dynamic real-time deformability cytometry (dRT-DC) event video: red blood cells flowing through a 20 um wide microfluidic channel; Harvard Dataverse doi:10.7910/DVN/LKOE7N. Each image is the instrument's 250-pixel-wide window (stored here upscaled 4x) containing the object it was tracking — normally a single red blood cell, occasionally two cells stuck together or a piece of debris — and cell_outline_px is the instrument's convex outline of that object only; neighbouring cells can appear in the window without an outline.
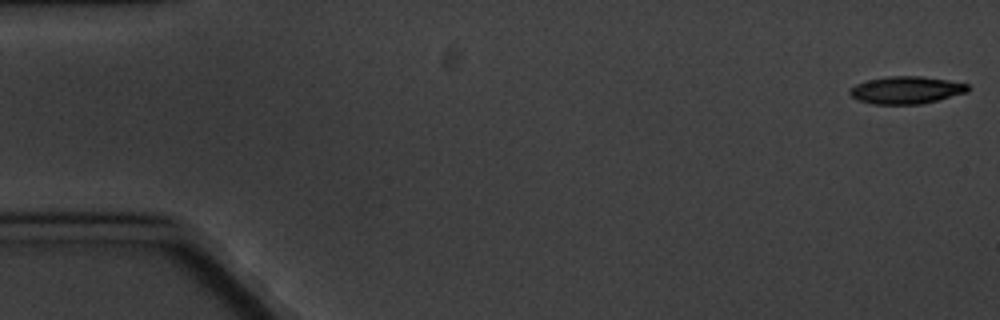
{"species": "common noctule bat (a hibernating species)", "species_latin": "Nyctalus noctula", "temperature_condition": "cold", "stored_images_in_passage": 5, "camera_frame_rate_fps": 3000, "um_per_image_px": 0.085, "animal": {"sex": "male", "body_mass_g": 20.1, "forearm_length_mm": 53.5}, "frame": {"image": 1, "passage_image": 1, "time_ms": 0.0, "image_size_px": [1000, 320], "cell_outline_px": [[972, 88], [968, 92], [920, 104], [872, 104], [856, 100], [848, 92], [856, 84], [868, 80], [888, 76], [924, 76], [948, 80], [968, 84]], "centroid_in_image_um": [77.05, 7.65], "position_along_channel_um": 8.0, "area_um2": 18.9}}
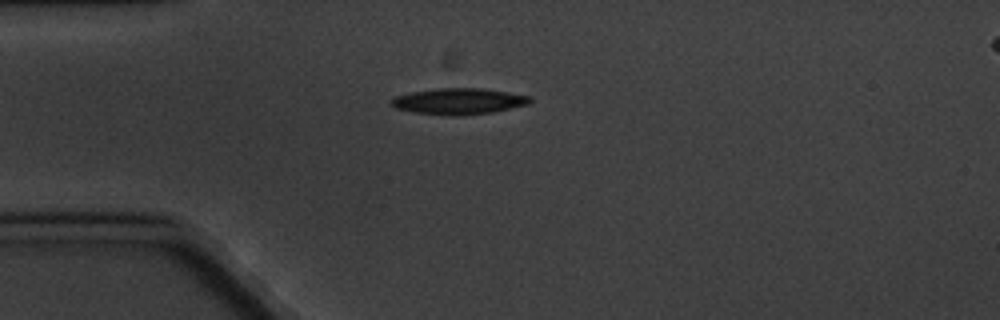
{"frame": {"image": 2, "passage_image": 5, "time_ms": 4.667, "image_size_px": [1000, 320], "cell_outline_px": [[532, 100], [528, 104], [492, 112], [464, 116], [452, 116], [412, 112], [396, 108], [392, 104], [392, 100], [396, 96], [412, 92], [440, 88], [480, 88], [532, 96]], "centroid_in_image_um": [39.02, 8.62], "position_along_channel_um": 46.0, "area_um2": 20.98}}